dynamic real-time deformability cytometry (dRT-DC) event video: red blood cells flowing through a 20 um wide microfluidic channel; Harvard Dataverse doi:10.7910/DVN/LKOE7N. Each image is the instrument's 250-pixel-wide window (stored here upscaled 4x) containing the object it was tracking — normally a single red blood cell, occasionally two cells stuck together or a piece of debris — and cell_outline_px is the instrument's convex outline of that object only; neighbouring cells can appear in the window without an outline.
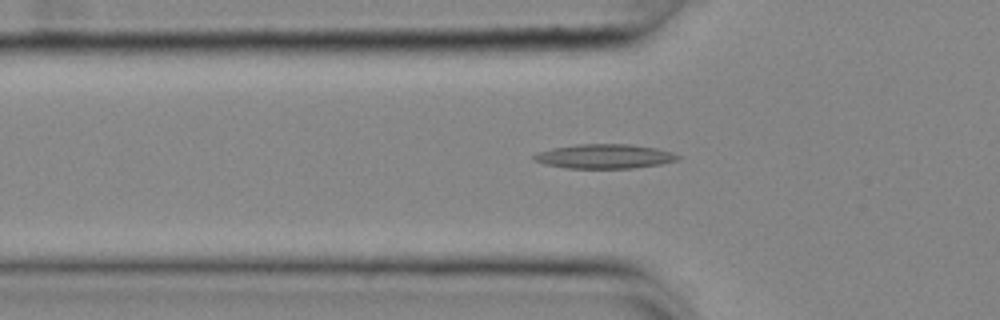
{"species": "common noctule bat (a hibernating species)", "species_latin": "Nyctalus noctula", "temperature_condition": "cold", "stored_images_in_passage": 54, "camera_frame_rate_fps": 3000, "um_per_image_px": 0.085, "animal": {"sex": "female", "body_mass_g": 25.1}, "frame": {"image": 1, "passage_image": 18, "time_ms": 5.667, "image_size_px": [1000, 320], "cell_outline_px": [[684, 156], [680, 160], [660, 164], [632, 168], [564, 168], [544, 164], [532, 160], [532, 156], [536, 152], [552, 148], [576, 144], [632, 144], [656, 148], [672, 152]], "centroid_in_image_um": [51.39, 13.28], "position_along_channel_um": 74.4, "area_um2": 20.75}}
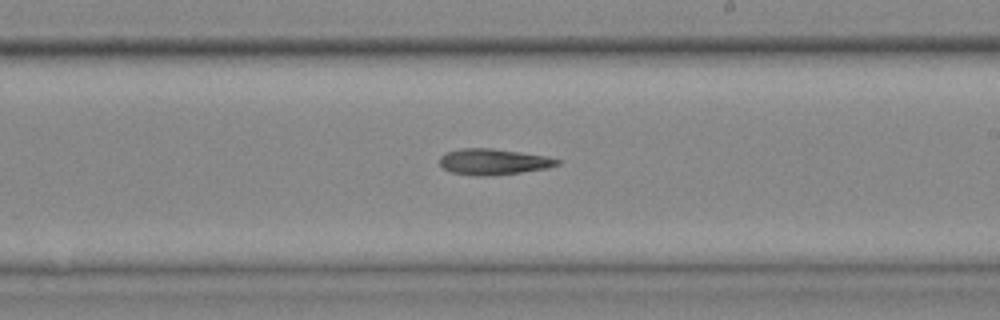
{"frame": {"image": 2, "passage_image": 32, "time_ms": 10.333, "image_size_px": [1000, 320], "cell_outline_px": [[560, 164], [548, 168], [520, 172], [488, 176], [476, 176], [452, 172], [444, 168], [440, 164], [440, 156], [448, 152], [460, 148], [492, 148], [520, 152], [544, 156], [560, 160]], "centroid_in_image_um": [41.93, 13.75], "position_along_channel_um": 247.1, "area_um2": 17.63}}
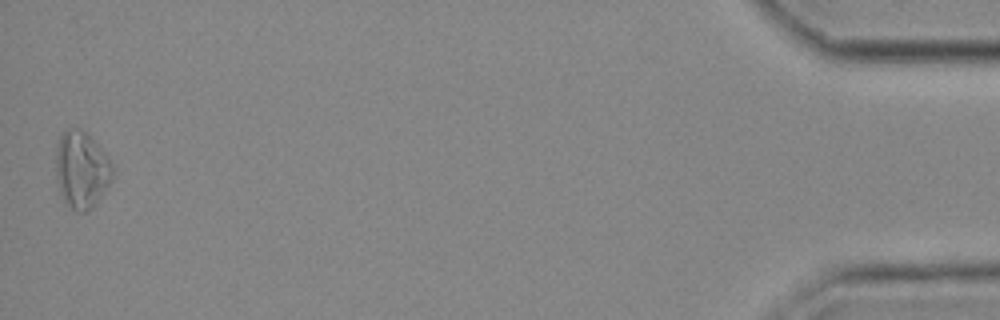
{"frame": {"image": 3, "passage_image": 54, "time_ms": 17.667, "image_size_px": [1000, 320], "cell_outline_px": [[112, 180], [96, 204], [88, 212], [76, 212], [64, 200], [60, 192], [56, 176], [56, 148], [60, 136], [68, 128], [80, 128], [92, 140], [108, 160], [112, 168]], "centroid_in_image_um": [6.9, 14.47], "position_along_channel_um": 428.3, "area_um2": 24.91}}